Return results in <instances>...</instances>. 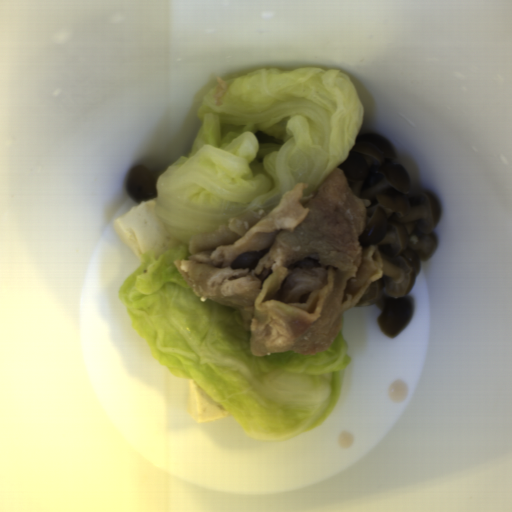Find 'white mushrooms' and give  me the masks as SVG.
Instances as JSON below:
<instances>
[{"instance_id": "white-mushrooms-2", "label": "white mushrooms", "mask_w": 512, "mask_h": 512, "mask_svg": "<svg viewBox=\"0 0 512 512\" xmlns=\"http://www.w3.org/2000/svg\"><path fill=\"white\" fill-rule=\"evenodd\" d=\"M155 177L145 166L131 168L125 181V191L139 205L142 201H151L157 198Z\"/></svg>"}, {"instance_id": "white-mushrooms-1", "label": "white mushrooms", "mask_w": 512, "mask_h": 512, "mask_svg": "<svg viewBox=\"0 0 512 512\" xmlns=\"http://www.w3.org/2000/svg\"><path fill=\"white\" fill-rule=\"evenodd\" d=\"M391 142L382 135L364 133L355 139L340 168L355 195L369 200L365 227L358 235L361 249L376 246L382 275L374 280L354 306L377 305L378 324L384 335L395 337L410 321L414 309L408 293L413 289L422 260L436 252L434 230L441 207L428 193L409 197L406 167L394 164Z\"/></svg>"}]
</instances>
